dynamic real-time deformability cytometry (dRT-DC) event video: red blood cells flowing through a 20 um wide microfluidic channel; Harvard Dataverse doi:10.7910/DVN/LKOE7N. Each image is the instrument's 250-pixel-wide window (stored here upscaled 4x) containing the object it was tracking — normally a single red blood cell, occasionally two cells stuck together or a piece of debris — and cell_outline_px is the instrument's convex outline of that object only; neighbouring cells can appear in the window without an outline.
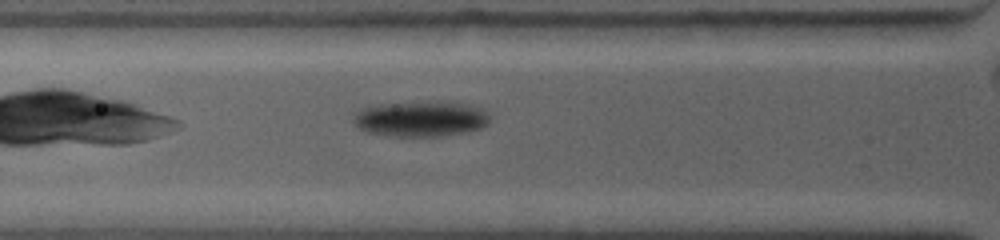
{"species": "common noctule bat (a hibernating species)", "species_latin": "Nyctalus noctula", "temperature_condition": "warm", "stored_images_in_passage": 13, "camera_frame_rate_fps": 4500, "um_per_image_px": 0.085, "animal": {"sex": "female", "body_mass_g": 19.0, "forearm_length_mm": 53.3}, "frame": {"image": 1, "passage_image": 6, "time_ms": 2.444, "image_size_px": [1000, 240], "cell_outline_px": [[488, 124], [480, 128], [468, 132], [440, 136], [392, 136], [368, 132], [360, 128], [352, 120], [352, 116], [360, 108], [380, 104], [468, 104], [480, 108], [488, 112]], "centroid_in_image_um": [35.74, 10.14], "position_along_channel_um": 90.1, "area_um2": 27.28}}
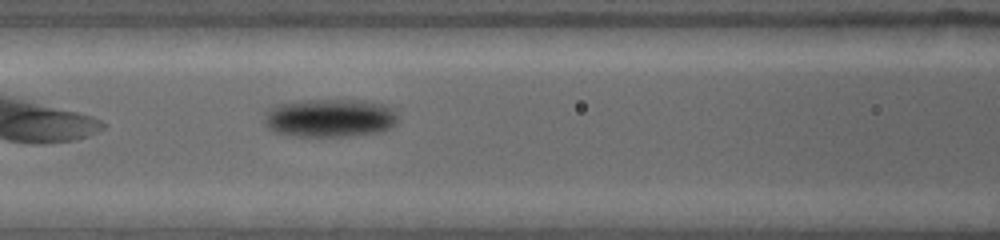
{"frame": {"image": 2, "passage_image": 10, "time_ms": 3.778, "image_size_px": [1000, 240], "cell_outline_px": [[396, 124], [392, 128], [380, 132], [348, 136], [292, 136], [276, 132], [268, 128], [264, 120], [264, 108], [276, 104], [296, 100], [360, 100], [388, 104], [396, 112]], "centroid_in_image_um": [28.01, 10.01], "position_along_channel_um": 138.6, "area_um2": 30.46}}